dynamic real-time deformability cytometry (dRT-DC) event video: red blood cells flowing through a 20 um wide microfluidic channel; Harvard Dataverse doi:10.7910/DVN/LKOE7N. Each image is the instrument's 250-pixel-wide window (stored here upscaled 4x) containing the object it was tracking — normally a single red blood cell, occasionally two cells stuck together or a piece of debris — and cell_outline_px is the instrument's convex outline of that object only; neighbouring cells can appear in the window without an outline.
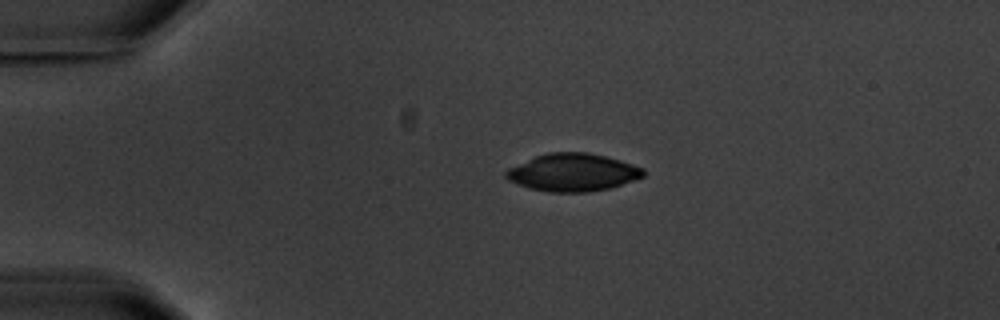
{"species": "common noctule bat (a hibernating species)", "species_latin": "Nyctalus noctula", "temperature_condition": "warm", "stored_images_in_passage": 4, "camera_frame_rate_fps": 3000, "um_per_image_px": 0.085, "animal": {"sex": "male", "body_mass_g": 20.1, "forearm_length_mm": 53.5}, "frame": {"image": 1, "passage_image": 1, "time_ms": 0.0, "image_size_px": [1000, 320], "cell_outline_px": [[644, 176], [612, 188], [588, 192], [548, 192], [528, 188], [508, 180], [504, 176], [504, 172], [508, 168], [536, 156], [548, 152], [588, 152], [620, 160], [644, 168]], "centroid_in_image_um": [48.67, 14.66], "position_along_channel_um": 36.3, "area_um2": 30.23}}